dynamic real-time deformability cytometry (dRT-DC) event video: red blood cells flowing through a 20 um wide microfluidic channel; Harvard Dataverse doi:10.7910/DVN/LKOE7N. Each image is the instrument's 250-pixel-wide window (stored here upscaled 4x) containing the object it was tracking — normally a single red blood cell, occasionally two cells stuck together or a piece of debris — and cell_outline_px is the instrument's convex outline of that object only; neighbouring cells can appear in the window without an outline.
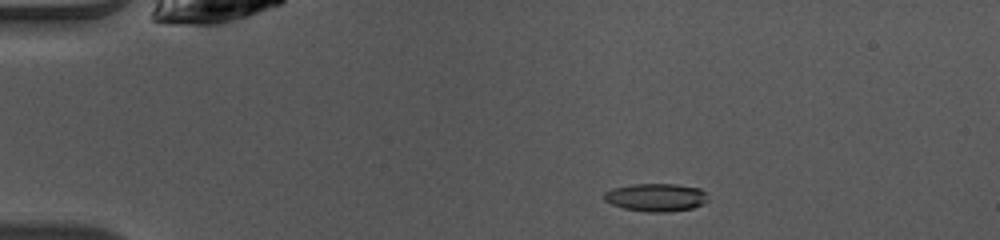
{"species": "common noctule bat (a hibernating species)", "species_latin": "Nyctalus noctula", "temperature_condition": "warm", "stored_images_in_passage": 50, "camera_frame_rate_fps": 3000, "um_per_image_px": 0.085, "animal": {"sex": "female", "body_mass_g": 10.0, "forearm_length_mm": 53.1}, "frame": {"image": 1, "passage_image": 10, "time_ms": 3.0, "image_size_px": [1000, 240], "cell_outline_px": [[708, 200], [704, 204], [692, 208], [664, 212], [648, 212], [624, 208], [612, 204], [604, 200], [604, 192], [612, 188], [632, 184], [676, 184], [700, 188], [708, 196]], "centroid_in_image_um": [55.77, 16.77], "position_along_channel_um": 29.2, "area_um2": 16.94}}
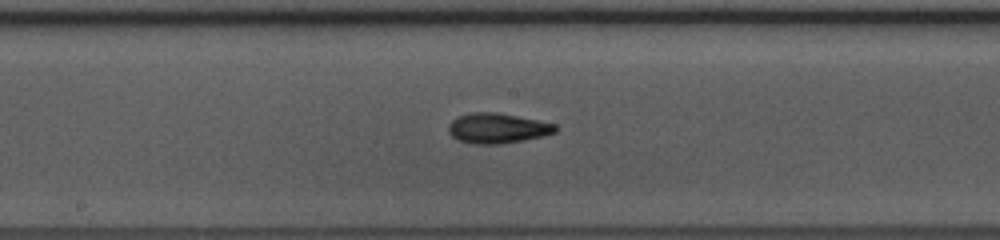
{"frame": {"image": 2, "passage_image": 27, "time_ms": 8.667, "image_size_px": [1000, 240], "cell_outline_px": [[560, 128], [556, 132], [544, 136], [524, 140], [500, 144], [476, 144], [460, 140], [452, 136], [448, 132], [448, 124], [456, 116], [472, 112], [496, 112], [556, 124]], "centroid_in_image_um": [42.29, 10.89], "position_along_channel_um": 205.9, "area_um2": 18.84}}
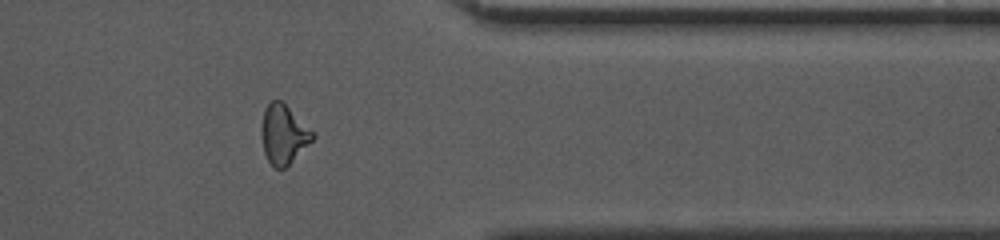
{"frame": {"image": 3, "passage_image": 41, "time_ms": 13.333, "image_size_px": [1000, 240], "cell_outline_px": [[316, 136], [284, 168], [276, 168], [268, 160], [264, 152], [260, 132], [260, 128], [264, 112], [268, 104], [272, 100], [280, 100], [316, 132]], "centroid_in_image_um": [24.1, 11.39], "position_along_channel_um": 387.3, "area_um2": 17.46}, "authors_computed_cell_mechanics": {"area_um2": 17.34, "velocity_mm_per_s": 4.094, "shape_relaxation_time_tau1_ms": 4.6604, "shape_relaxation_time_tau2_ms": 4.5392, "deformation_change_tau1": 0.1838, "deformation_change_tau2": 0.13}}